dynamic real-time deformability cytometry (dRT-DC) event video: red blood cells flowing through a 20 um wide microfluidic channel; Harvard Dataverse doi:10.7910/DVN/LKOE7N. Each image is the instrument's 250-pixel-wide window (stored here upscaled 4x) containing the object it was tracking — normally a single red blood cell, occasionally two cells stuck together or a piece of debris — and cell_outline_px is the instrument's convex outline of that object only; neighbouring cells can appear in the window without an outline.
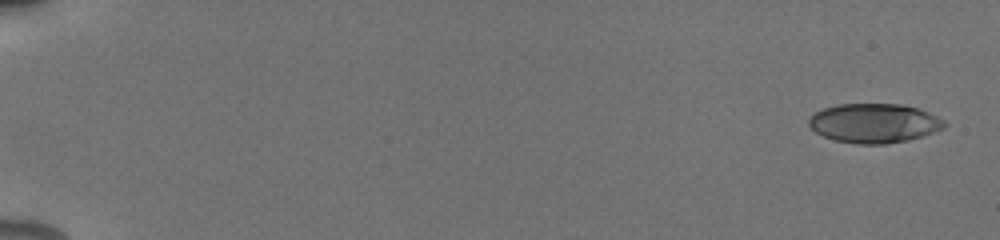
{"species": "human", "species_latin": "Homo sapiens", "temperature_condition": "cold", "stored_images_in_passage": 16, "camera_frame_rate_fps": 3000, "um_per_image_px": 0.085, "donor": {"sex": "male"}, "frame": {"image": 1, "passage_image": 1, "time_ms": 0.0, "image_size_px": [1000, 240], "cell_outline_px": [[948, 124], [944, 128], [908, 140], [884, 144], [860, 144], [836, 140], [824, 136], [816, 132], [808, 124], [808, 120], [816, 112], [824, 108], [836, 104], [900, 104], [916, 108], [928, 112], [944, 120]], "centroid_in_image_um": [74.3, 10.46], "position_along_channel_um": 10.7, "area_um2": 30.75}}
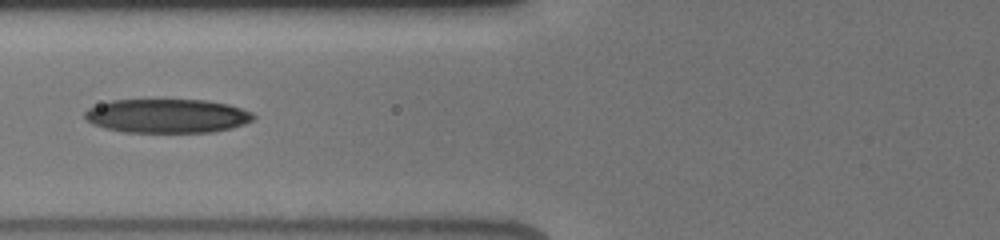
{"frame": {"image": 2, "passage_image": 13, "time_ms": 7.333, "image_size_px": [1000, 240], "cell_outline_px": [[256, 116], [252, 120], [244, 124], [232, 128], [212, 132], [124, 132], [104, 128], [92, 124], [84, 116], [84, 112], [88, 108], [112, 100], [208, 100], [228, 104], [252, 112]], "centroid_in_image_um": [14.22, 9.85], "position_along_channel_um": 111.6, "area_um2": 33.41}}
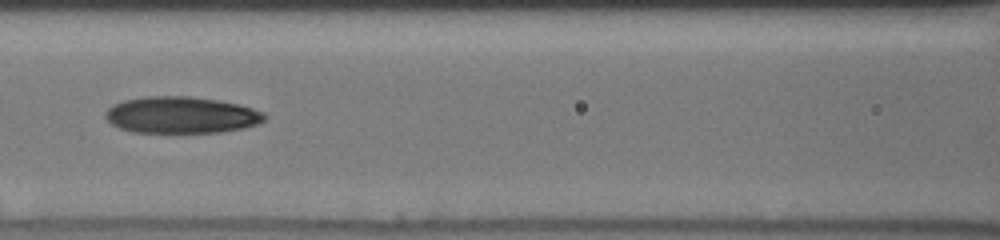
{"frame": {"image": 3, "passage_image": 15, "time_ms": 8.333, "image_size_px": [1000, 240], "cell_outline_px": [[268, 116], [260, 124], [244, 128], [220, 132], [132, 132], [120, 128], [112, 124], [104, 116], [104, 112], [112, 104], [124, 100], [144, 96], [188, 96], [220, 100], [240, 104], [264, 112]], "centroid_in_image_um": [15.43, 9.76], "position_along_channel_um": 151.2, "area_um2": 34.28}}